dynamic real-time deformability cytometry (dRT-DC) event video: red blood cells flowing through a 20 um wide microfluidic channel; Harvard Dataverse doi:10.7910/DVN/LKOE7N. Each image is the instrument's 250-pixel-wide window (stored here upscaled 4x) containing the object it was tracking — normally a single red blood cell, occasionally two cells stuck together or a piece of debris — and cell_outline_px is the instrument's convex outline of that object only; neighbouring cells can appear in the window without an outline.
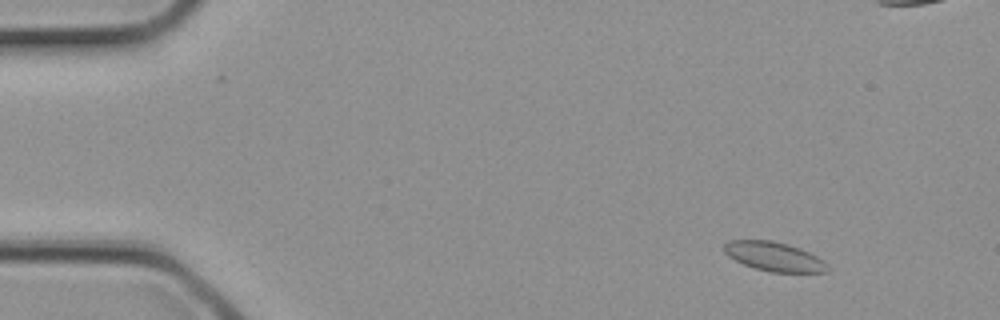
{"species": "common noctule bat (a hibernating species)", "species_latin": "Nyctalus noctula", "temperature_condition": "cold", "stored_images_in_passage": 23, "camera_frame_rate_fps": 3000, "um_per_image_px": 0.085, "animal": {"sex": "female", "body_mass_g": 21.9}, "frame": {"image": 1, "passage_image": 3, "time_ms": 0.667, "image_size_px": [1000, 320], "cell_outline_px": [[828, 272], [768, 272], [744, 264], [728, 256], [724, 252], [724, 244], [728, 240], [772, 240], [788, 244], [800, 248], [824, 260], [828, 264]], "centroid_in_image_um": [65.8, 21.8], "position_along_channel_um": 19.2, "area_um2": 17.57}}